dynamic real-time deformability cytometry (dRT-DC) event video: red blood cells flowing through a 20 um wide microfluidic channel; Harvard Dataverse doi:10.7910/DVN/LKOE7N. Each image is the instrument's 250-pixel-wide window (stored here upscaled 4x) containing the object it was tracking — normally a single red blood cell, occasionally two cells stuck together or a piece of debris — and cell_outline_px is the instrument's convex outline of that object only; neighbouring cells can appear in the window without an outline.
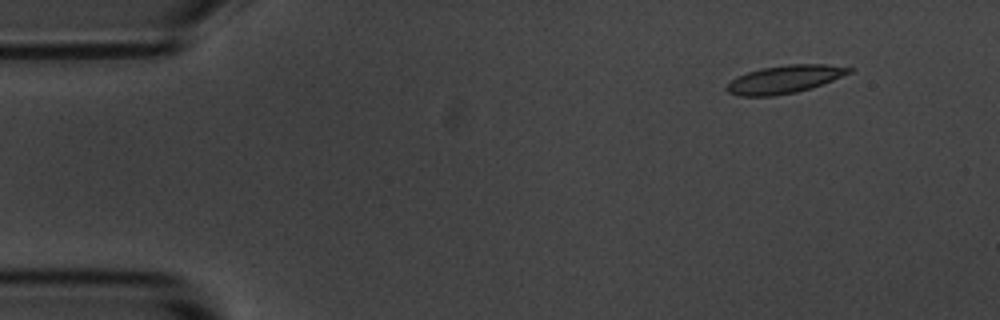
{"species": "common noctule bat (a hibernating species)", "species_latin": "Nyctalus noctula", "temperature_condition": "room temperature", "stored_images_in_passage": 4, "camera_frame_rate_fps": 3000, "um_per_image_px": 0.085, "animal": {"sex": "male", "body_mass_g": 20.1, "forearm_length_mm": 53.5}, "frame": {"image": 1, "passage_image": 1, "time_ms": 0.0, "image_size_px": [1000, 320], "cell_outline_px": [[852, 72], [832, 80], [796, 92], [772, 96], [740, 96], [728, 92], [724, 88], [732, 80], [748, 72], [760, 68], [788, 64], [824, 64], [852, 68]], "centroid_in_image_um": [66.66, 6.73], "position_along_channel_um": 18.3, "area_um2": 19.54}}
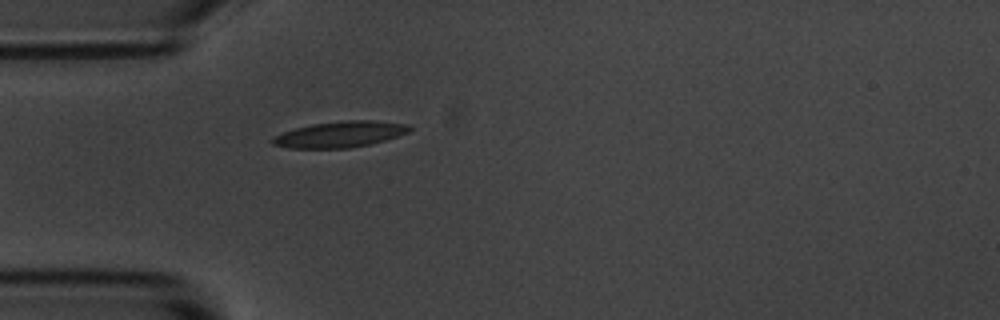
{"frame": {"image": 2, "passage_image": 4, "time_ms": 3.333, "image_size_px": [1000, 320], "cell_outline_px": [[412, 128], [408, 132], [384, 140], [368, 144], [348, 148], [288, 148], [272, 144], [268, 140], [272, 136], [296, 128], [312, 124], [344, 120], [372, 120], [408, 124]], "centroid_in_image_um": [28.85, 11.41], "position_along_channel_um": 56.2, "area_um2": 20.69}}